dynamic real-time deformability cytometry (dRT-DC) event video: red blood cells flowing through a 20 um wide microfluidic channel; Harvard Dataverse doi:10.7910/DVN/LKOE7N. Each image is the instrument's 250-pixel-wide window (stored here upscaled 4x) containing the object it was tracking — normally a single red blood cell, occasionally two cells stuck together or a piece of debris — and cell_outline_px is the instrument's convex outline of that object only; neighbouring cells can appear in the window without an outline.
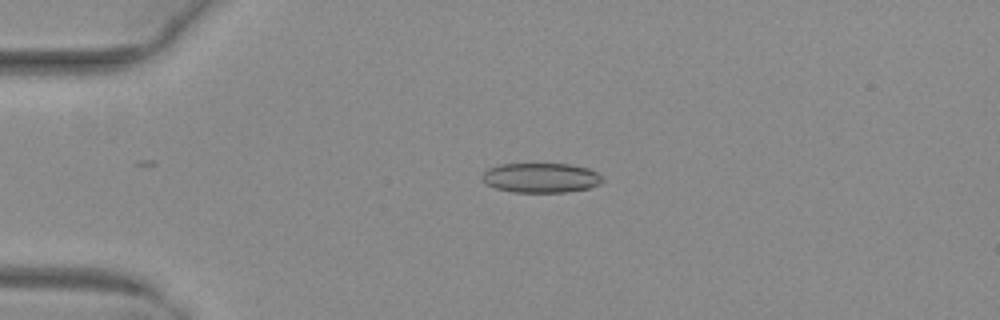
{"species": "common noctule bat (a hibernating species)", "species_latin": "Nyctalus noctula", "temperature_condition": "warm", "stored_images_in_passage": 52, "camera_frame_rate_fps": 3000, "um_per_image_px": 0.085, "animal": {"sex": "female", "body_mass_g": 29.2, "forearm_length_mm": 56.3}, "frame": {"image": 1, "passage_image": 13, "time_ms": 4.0, "image_size_px": [1000, 320], "cell_outline_px": [[604, 180], [600, 184], [588, 188], [564, 192], [512, 192], [496, 188], [484, 184], [480, 180], [480, 176], [488, 168], [500, 164], [568, 164], [588, 168], [604, 176]], "centroid_in_image_um": [45.95, 15.11], "position_along_channel_um": 39.1, "area_um2": 21.04}}
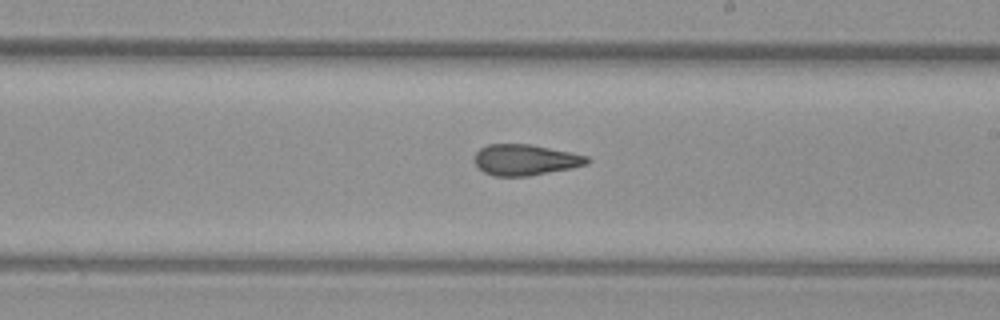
{"frame": {"image": 2, "passage_image": 31, "time_ms": 10.0, "image_size_px": [1000, 320], "cell_outline_px": [[592, 160], [588, 164], [572, 168], [528, 176], [492, 176], [484, 172], [476, 164], [476, 152], [480, 148], [488, 144], [532, 144], [572, 152], [588, 156]], "centroid_in_image_um": [44.7, 13.58], "position_along_channel_um": 244.3, "area_um2": 20.4}}
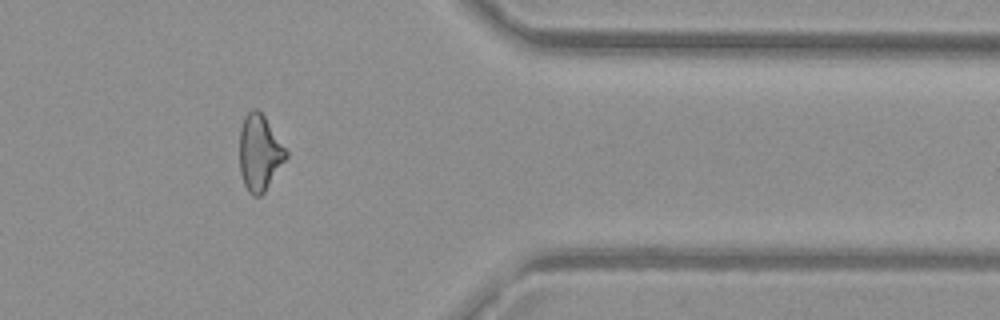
{"frame": {"image": 3, "passage_image": 43, "time_ms": 14.0, "image_size_px": [1000, 320], "cell_outline_px": [[288, 156], [264, 192], [260, 196], [252, 196], [248, 192], [244, 184], [240, 172], [240, 128], [244, 116], [252, 108], [256, 108], [264, 116], [288, 152]], "centroid_in_image_um": [22.05, 12.98], "position_along_channel_um": 389.4, "area_um2": 20.46}, "authors_computed_cell_mechanics": {"area_um2": 21.1259, "velocity_mm_per_s": 4.0556, "shape_relaxation_time_tau1_ms": null, "shape_relaxation_time_tau2_ms": 2.3338, "deformation_change_tau1": null, "deformation_change_tau2": 0.0926}}